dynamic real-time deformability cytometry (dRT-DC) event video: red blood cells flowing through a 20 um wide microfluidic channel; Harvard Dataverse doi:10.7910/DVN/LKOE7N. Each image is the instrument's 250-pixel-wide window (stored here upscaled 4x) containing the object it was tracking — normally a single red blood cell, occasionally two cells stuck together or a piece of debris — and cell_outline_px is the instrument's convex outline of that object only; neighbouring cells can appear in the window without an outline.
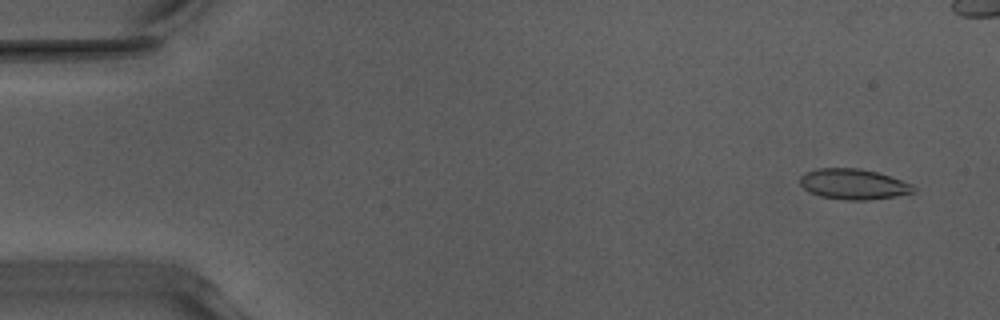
{"species": "Egyptian fruit bat (a non-hibernating species)", "species_latin": "Rousettus aegyptiacus", "temperature_condition": "warm", "stored_images_in_passage": 13, "camera_frame_rate_fps": 3000, "um_per_image_px": 0.085, "animal": {"sex": "male"}, "frame": {"image": 1, "passage_image": 3, "time_ms": 0.667, "image_size_px": [1000, 320], "cell_outline_px": [[916, 192], [896, 196], [868, 200], [848, 200], [820, 196], [808, 192], [800, 184], [800, 176], [808, 172], [820, 168], [856, 168], [876, 172], [912, 184], [916, 188]], "centroid_in_image_um": [72.55, 15.66], "position_along_channel_um": 12.5, "area_um2": 20.0}}